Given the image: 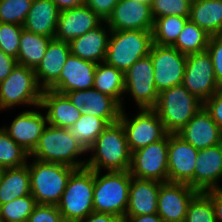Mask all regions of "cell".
Listing matches in <instances>:
<instances>
[{
  "label": "cell",
  "mask_w": 222,
  "mask_h": 222,
  "mask_svg": "<svg viewBox=\"0 0 222 222\" xmlns=\"http://www.w3.org/2000/svg\"><path fill=\"white\" fill-rule=\"evenodd\" d=\"M86 166L94 171H129L131 151L120 121L109 124L87 150Z\"/></svg>",
  "instance_id": "obj_1"
},
{
  "label": "cell",
  "mask_w": 222,
  "mask_h": 222,
  "mask_svg": "<svg viewBox=\"0 0 222 222\" xmlns=\"http://www.w3.org/2000/svg\"><path fill=\"white\" fill-rule=\"evenodd\" d=\"M85 155L87 150L71 135L69 129L47 124L29 157L80 169L86 166Z\"/></svg>",
  "instance_id": "obj_2"
},
{
  "label": "cell",
  "mask_w": 222,
  "mask_h": 222,
  "mask_svg": "<svg viewBox=\"0 0 222 222\" xmlns=\"http://www.w3.org/2000/svg\"><path fill=\"white\" fill-rule=\"evenodd\" d=\"M131 177L129 171H94V211L123 219L128 206Z\"/></svg>",
  "instance_id": "obj_3"
},
{
  "label": "cell",
  "mask_w": 222,
  "mask_h": 222,
  "mask_svg": "<svg viewBox=\"0 0 222 222\" xmlns=\"http://www.w3.org/2000/svg\"><path fill=\"white\" fill-rule=\"evenodd\" d=\"M202 107L203 102L181 84L160 92L153 109L166 132L178 134Z\"/></svg>",
  "instance_id": "obj_4"
},
{
  "label": "cell",
  "mask_w": 222,
  "mask_h": 222,
  "mask_svg": "<svg viewBox=\"0 0 222 222\" xmlns=\"http://www.w3.org/2000/svg\"><path fill=\"white\" fill-rule=\"evenodd\" d=\"M31 160V161H29ZM30 189L37 204L58 205L75 168L29 157Z\"/></svg>",
  "instance_id": "obj_5"
},
{
  "label": "cell",
  "mask_w": 222,
  "mask_h": 222,
  "mask_svg": "<svg viewBox=\"0 0 222 222\" xmlns=\"http://www.w3.org/2000/svg\"><path fill=\"white\" fill-rule=\"evenodd\" d=\"M152 44V31L111 30L104 62L126 72L136 61L149 55Z\"/></svg>",
  "instance_id": "obj_6"
},
{
  "label": "cell",
  "mask_w": 222,
  "mask_h": 222,
  "mask_svg": "<svg viewBox=\"0 0 222 222\" xmlns=\"http://www.w3.org/2000/svg\"><path fill=\"white\" fill-rule=\"evenodd\" d=\"M93 191L94 170L75 169L57 205L64 222H77L94 211Z\"/></svg>",
  "instance_id": "obj_7"
},
{
  "label": "cell",
  "mask_w": 222,
  "mask_h": 222,
  "mask_svg": "<svg viewBox=\"0 0 222 222\" xmlns=\"http://www.w3.org/2000/svg\"><path fill=\"white\" fill-rule=\"evenodd\" d=\"M42 91L34 69L16 64L7 78L0 83V111L6 112L16 106L27 109L39 106Z\"/></svg>",
  "instance_id": "obj_8"
},
{
  "label": "cell",
  "mask_w": 222,
  "mask_h": 222,
  "mask_svg": "<svg viewBox=\"0 0 222 222\" xmlns=\"http://www.w3.org/2000/svg\"><path fill=\"white\" fill-rule=\"evenodd\" d=\"M137 110V114L130 116L126 109H122L119 118L131 153L163 139L168 134L153 108Z\"/></svg>",
  "instance_id": "obj_9"
},
{
  "label": "cell",
  "mask_w": 222,
  "mask_h": 222,
  "mask_svg": "<svg viewBox=\"0 0 222 222\" xmlns=\"http://www.w3.org/2000/svg\"><path fill=\"white\" fill-rule=\"evenodd\" d=\"M169 134L163 139L132 152L130 175L138 179L168 182Z\"/></svg>",
  "instance_id": "obj_10"
},
{
  "label": "cell",
  "mask_w": 222,
  "mask_h": 222,
  "mask_svg": "<svg viewBox=\"0 0 222 222\" xmlns=\"http://www.w3.org/2000/svg\"><path fill=\"white\" fill-rule=\"evenodd\" d=\"M124 98L131 97L137 109L153 108L158 101L150 55L136 61L126 72Z\"/></svg>",
  "instance_id": "obj_11"
},
{
  "label": "cell",
  "mask_w": 222,
  "mask_h": 222,
  "mask_svg": "<svg viewBox=\"0 0 222 222\" xmlns=\"http://www.w3.org/2000/svg\"><path fill=\"white\" fill-rule=\"evenodd\" d=\"M182 85L202 102L222 88L216 80L212 59L207 50L187 55Z\"/></svg>",
  "instance_id": "obj_12"
},
{
  "label": "cell",
  "mask_w": 222,
  "mask_h": 222,
  "mask_svg": "<svg viewBox=\"0 0 222 222\" xmlns=\"http://www.w3.org/2000/svg\"><path fill=\"white\" fill-rule=\"evenodd\" d=\"M158 93L183 83L187 55L172 46L152 44L150 53Z\"/></svg>",
  "instance_id": "obj_13"
},
{
  "label": "cell",
  "mask_w": 222,
  "mask_h": 222,
  "mask_svg": "<svg viewBox=\"0 0 222 222\" xmlns=\"http://www.w3.org/2000/svg\"><path fill=\"white\" fill-rule=\"evenodd\" d=\"M41 109L42 107L39 105L34 109L23 110L14 117L9 125L5 123L2 126L9 136L28 154L34 150L48 124L46 114Z\"/></svg>",
  "instance_id": "obj_14"
},
{
  "label": "cell",
  "mask_w": 222,
  "mask_h": 222,
  "mask_svg": "<svg viewBox=\"0 0 222 222\" xmlns=\"http://www.w3.org/2000/svg\"><path fill=\"white\" fill-rule=\"evenodd\" d=\"M199 150L178 134H169L168 182L185 183L194 188L195 162Z\"/></svg>",
  "instance_id": "obj_15"
},
{
  "label": "cell",
  "mask_w": 222,
  "mask_h": 222,
  "mask_svg": "<svg viewBox=\"0 0 222 222\" xmlns=\"http://www.w3.org/2000/svg\"><path fill=\"white\" fill-rule=\"evenodd\" d=\"M197 193V190L185 183H162L157 214L163 222H184L189 202Z\"/></svg>",
  "instance_id": "obj_16"
},
{
  "label": "cell",
  "mask_w": 222,
  "mask_h": 222,
  "mask_svg": "<svg viewBox=\"0 0 222 222\" xmlns=\"http://www.w3.org/2000/svg\"><path fill=\"white\" fill-rule=\"evenodd\" d=\"M111 30L152 31L154 18L150 4L137 0H119L105 21Z\"/></svg>",
  "instance_id": "obj_17"
},
{
  "label": "cell",
  "mask_w": 222,
  "mask_h": 222,
  "mask_svg": "<svg viewBox=\"0 0 222 222\" xmlns=\"http://www.w3.org/2000/svg\"><path fill=\"white\" fill-rule=\"evenodd\" d=\"M70 102L84 114L103 118L108 124L119 121L121 105L111 96L92 88L65 93Z\"/></svg>",
  "instance_id": "obj_18"
},
{
  "label": "cell",
  "mask_w": 222,
  "mask_h": 222,
  "mask_svg": "<svg viewBox=\"0 0 222 222\" xmlns=\"http://www.w3.org/2000/svg\"><path fill=\"white\" fill-rule=\"evenodd\" d=\"M97 64L69 54L58 80L49 88L65 94L70 91L92 89Z\"/></svg>",
  "instance_id": "obj_19"
},
{
  "label": "cell",
  "mask_w": 222,
  "mask_h": 222,
  "mask_svg": "<svg viewBox=\"0 0 222 222\" xmlns=\"http://www.w3.org/2000/svg\"><path fill=\"white\" fill-rule=\"evenodd\" d=\"M103 21L86 4L62 10L59 12L55 39L70 42L98 27Z\"/></svg>",
  "instance_id": "obj_20"
},
{
  "label": "cell",
  "mask_w": 222,
  "mask_h": 222,
  "mask_svg": "<svg viewBox=\"0 0 222 222\" xmlns=\"http://www.w3.org/2000/svg\"><path fill=\"white\" fill-rule=\"evenodd\" d=\"M222 147L199 150L195 162L194 189L198 192L222 189Z\"/></svg>",
  "instance_id": "obj_21"
},
{
  "label": "cell",
  "mask_w": 222,
  "mask_h": 222,
  "mask_svg": "<svg viewBox=\"0 0 222 222\" xmlns=\"http://www.w3.org/2000/svg\"><path fill=\"white\" fill-rule=\"evenodd\" d=\"M178 135L197 150H203L220 144L222 129L202 107Z\"/></svg>",
  "instance_id": "obj_22"
},
{
  "label": "cell",
  "mask_w": 222,
  "mask_h": 222,
  "mask_svg": "<svg viewBox=\"0 0 222 222\" xmlns=\"http://www.w3.org/2000/svg\"><path fill=\"white\" fill-rule=\"evenodd\" d=\"M70 53L69 42L51 39L44 57L34 69L37 83L42 90L49 89L58 80Z\"/></svg>",
  "instance_id": "obj_23"
},
{
  "label": "cell",
  "mask_w": 222,
  "mask_h": 222,
  "mask_svg": "<svg viewBox=\"0 0 222 222\" xmlns=\"http://www.w3.org/2000/svg\"><path fill=\"white\" fill-rule=\"evenodd\" d=\"M110 33V27L103 21L98 27L69 42L71 54L96 64L104 62Z\"/></svg>",
  "instance_id": "obj_24"
},
{
  "label": "cell",
  "mask_w": 222,
  "mask_h": 222,
  "mask_svg": "<svg viewBox=\"0 0 222 222\" xmlns=\"http://www.w3.org/2000/svg\"><path fill=\"white\" fill-rule=\"evenodd\" d=\"M40 106L46 114L49 125L67 129L71 128L83 113L65 94L50 89L42 91Z\"/></svg>",
  "instance_id": "obj_25"
},
{
  "label": "cell",
  "mask_w": 222,
  "mask_h": 222,
  "mask_svg": "<svg viewBox=\"0 0 222 222\" xmlns=\"http://www.w3.org/2000/svg\"><path fill=\"white\" fill-rule=\"evenodd\" d=\"M162 182L131 177L125 216L157 213L159 188Z\"/></svg>",
  "instance_id": "obj_26"
},
{
  "label": "cell",
  "mask_w": 222,
  "mask_h": 222,
  "mask_svg": "<svg viewBox=\"0 0 222 222\" xmlns=\"http://www.w3.org/2000/svg\"><path fill=\"white\" fill-rule=\"evenodd\" d=\"M59 12V8L52 0H33L23 28L54 39Z\"/></svg>",
  "instance_id": "obj_27"
},
{
  "label": "cell",
  "mask_w": 222,
  "mask_h": 222,
  "mask_svg": "<svg viewBox=\"0 0 222 222\" xmlns=\"http://www.w3.org/2000/svg\"><path fill=\"white\" fill-rule=\"evenodd\" d=\"M188 19L210 36L222 34V0H195Z\"/></svg>",
  "instance_id": "obj_28"
},
{
  "label": "cell",
  "mask_w": 222,
  "mask_h": 222,
  "mask_svg": "<svg viewBox=\"0 0 222 222\" xmlns=\"http://www.w3.org/2000/svg\"><path fill=\"white\" fill-rule=\"evenodd\" d=\"M31 194L28 162L18 168H4L0 175V205Z\"/></svg>",
  "instance_id": "obj_29"
},
{
  "label": "cell",
  "mask_w": 222,
  "mask_h": 222,
  "mask_svg": "<svg viewBox=\"0 0 222 222\" xmlns=\"http://www.w3.org/2000/svg\"><path fill=\"white\" fill-rule=\"evenodd\" d=\"M93 88L111 96L121 105L122 109H125V77L121 70L105 62L97 64Z\"/></svg>",
  "instance_id": "obj_30"
},
{
  "label": "cell",
  "mask_w": 222,
  "mask_h": 222,
  "mask_svg": "<svg viewBox=\"0 0 222 222\" xmlns=\"http://www.w3.org/2000/svg\"><path fill=\"white\" fill-rule=\"evenodd\" d=\"M52 38L29 32L23 28L18 50L17 64L35 69L45 55Z\"/></svg>",
  "instance_id": "obj_31"
},
{
  "label": "cell",
  "mask_w": 222,
  "mask_h": 222,
  "mask_svg": "<svg viewBox=\"0 0 222 222\" xmlns=\"http://www.w3.org/2000/svg\"><path fill=\"white\" fill-rule=\"evenodd\" d=\"M210 37L197 24L188 20L172 47L186 55L202 52L207 50Z\"/></svg>",
  "instance_id": "obj_32"
},
{
  "label": "cell",
  "mask_w": 222,
  "mask_h": 222,
  "mask_svg": "<svg viewBox=\"0 0 222 222\" xmlns=\"http://www.w3.org/2000/svg\"><path fill=\"white\" fill-rule=\"evenodd\" d=\"M188 20V17L176 15L156 18L152 30L153 43L160 46H172Z\"/></svg>",
  "instance_id": "obj_33"
},
{
  "label": "cell",
  "mask_w": 222,
  "mask_h": 222,
  "mask_svg": "<svg viewBox=\"0 0 222 222\" xmlns=\"http://www.w3.org/2000/svg\"><path fill=\"white\" fill-rule=\"evenodd\" d=\"M108 125L103 118L82 113L76 123L69 128V131L88 150Z\"/></svg>",
  "instance_id": "obj_34"
},
{
  "label": "cell",
  "mask_w": 222,
  "mask_h": 222,
  "mask_svg": "<svg viewBox=\"0 0 222 222\" xmlns=\"http://www.w3.org/2000/svg\"><path fill=\"white\" fill-rule=\"evenodd\" d=\"M29 154L0 126V167L18 168L27 164Z\"/></svg>",
  "instance_id": "obj_35"
},
{
  "label": "cell",
  "mask_w": 222,
  "mask_h": 222,
  "mask_svg": "<svg viewBox=\"0 0 222 222\" xmlns=\"http://www.w3.org/2000/svg\"><path fill=\"white\" fill-rule=\"evenodd\" d=\"M36 205L32 194L0 205V222H26Z\"/></svg>",
  "instance_id": "obj_36"
},
{
  "label": "cell",
  "mask_w": 222,
  "mask_h": 222,
  "mask_svg": "<svg viewBox=\"0 0 222 222\" xmlns=\"http://www.w3.org/2000/svg\"><path fill=\"white\" fill-rule=\"evenodd\" d=\"M184 222H216L211 198L205 192H198L189 202Z\"/></svg>",
  "instance_id": "obj_37"
},
{
  "label": "cell",
  "mask_w": 222,
  "mask_h": 222,
  "mask_svg": "<svg viewBox=\"0 0 222 222\" xmlns=\"http://www.w3.org/2000/svg\"><path fill=\"white\" fill-rule=\"evenodd\" d=\"M33 0H0V22L24 25Z\"/></svg>",
  "instance_id": "obj_38"
},
{
  "label": "cell",
  "mask_w": 222,
  "mask_h": 222,
  "mask_svg": "<svg viewBox=\"0 0 222 222\" xmlns=\"http://www.w3.org/2000/svg\"><path fill=\"white\" fill-rule=\"evenodd\" d=\"M191 3L190 0H152L150 6L155 20L170 15L189 17Z\"/></svg>",
  "instance_id": "obj_39"
},
{
  "label": "cell",
  "mask_w": 222,
  "mask_h": 222,
  "mask_svg": "<svg viewBox=\"0 0 222 222\" xmlns=\"http://www.w3.org/2000/svg\"><path fill=\"white\" fill-rule=\"evenodd\" d=\"M22 25L0 22V49L17 59Z\"/></svg>",
  "instance_id": "obj_40"
},
{
  "label": "cell",
  "mask_w": 222,
  "mask_h": 222,
  "mask_svg": "<svg viewBox=\"0 0 222 222\" xmlns=\"http://www.w3.org/2000/svg\"><path fill=\"white\" fill-rule=\"evenodd\" d=\"M26 222H64L56 205L37 204Z\"/></svg>",
  "instance_id": "obj_41"
},
{
  "label": "cell",
  "mask_w": 222,
  "mask_h": 222,
  "mask_svg": "<svg viewBox=\"0 0 222 222\" xmlns=\"http://www.w3.org/2000/svg\"><path fill=\"white\" fill-rule=\"evenodd\" d=\"M207 51L212 59L216 80L222 86V34L210 37Z\"/></svg>",
  "instance_id": "obj_42"
},
{
  "label": "cell",
  "mask_w": 222,
  "mask_h": 222,
  "mask_svg": "<svg viewBox=\"0 0 222 222\" xmlns=\"http://www.w3.org/2000/svg\"><path fill=\"white\" fill-rule=\"evenodd\" d=\"M203 107L212 117L214 122L222 129V88L212 97L203 102Z\"/></svg>",
  "instance_id": "obj_43"
},
{
  "label": "cell",
  "mask_w": 222,
  "mask_h": 222,
  "mask_svg": "<svg viewBox=\"0 0 222 222\" xmlns=\"http://www.w3.org/2000/svg\"><path fill=\"white\" fill-rule=\"evenodd\" d=\"M119 0H85V4L91 8L101 19L106 21L112 14L114 6Z\"/></svg>",
  "instance_id": "obj_44"
},
{
  "label": "cell",
  "mask_w": 222,
  "mask_h": 222,
  "mask_svg": "<svg viewBox=\"0 0 222 222\" xmlns=\"http://www.w3.org/2000/svg\"><path fill=\"white\" fill-rule=\"evenodd\" d=\"M16 64V58L5 54L0 49V83L7 78Z\"/></svg>",
  "instance_id": "obj_45"
},
{
  "label": "cell",
  "mask_w": 222,
  "mask_h": 222,
  "mask_svg": "<svg viewBox=\"0 0 222 222\" xmlns=\"http://www.w3.org/2000/svg\"><path fill=\"white\" fill-rule=\"evenodd\" d=\"M205 193L211 198L216 222H222V189L208 190Z\"/></svg>",
  "instance_id": "obj_46"
},
{
  "label": "cell",
  "mask_w": 222,
  "mask_h": 222,
  "mask_svg": "<svg viewBox=\"0 0 222 222\" xmlns=\"http://www.w3.org/2000/svg\"><path fill=\"white\" fill-rule=\"evenodd\" d=\"M122 219L108 213L93 211L87 215L84 219L77 222H120Z\"/></svg>",
  "instance_id": "obj_47"
},
{
  "label": "cell",
  "mask_w": 222,
  "mask_h": 222,
  "mask_svg": "<svg viewBox=\"0 0 222 222\" xmlns=\"http://www.w3.org/2000/svg\"><path fill=\"white\" fill-rule=\"evenodd\" d=\"M123 222H163L161 217L157 213L137 215V216H125L122 219Z\"/></svg>",
  "instance_id": "obj_48"
},
{
  "label": "cell",
  "mask_w": 222,
  "mask_h": 222,
  "mask_svg": "<svg viewBox=\"0 0 222 222\" xmlns=\"http://www.w3.org/2000/svg\"><path fill=\"white\" fill-rule=\"evenodd\" d=\"M60 11L85 4V0H52Z\"/></svg>",
  "instance_id": "obj_49"
},
{
  "label": "cell",
  "mask_w": 222,
  "mask_h": 222,
  "mask_svg": "<svg viewBox=\"0 0 222 222\" xmlns=\"http://www.w3.org/2000/svg\"><path fill=\"white\" fill-rule=\"evenodd\" d=\"M139 2L145 3V4H150L152 3V0H137Z\"/></svg>",
  "instance_id": "obj_50"
}]
</instances>
